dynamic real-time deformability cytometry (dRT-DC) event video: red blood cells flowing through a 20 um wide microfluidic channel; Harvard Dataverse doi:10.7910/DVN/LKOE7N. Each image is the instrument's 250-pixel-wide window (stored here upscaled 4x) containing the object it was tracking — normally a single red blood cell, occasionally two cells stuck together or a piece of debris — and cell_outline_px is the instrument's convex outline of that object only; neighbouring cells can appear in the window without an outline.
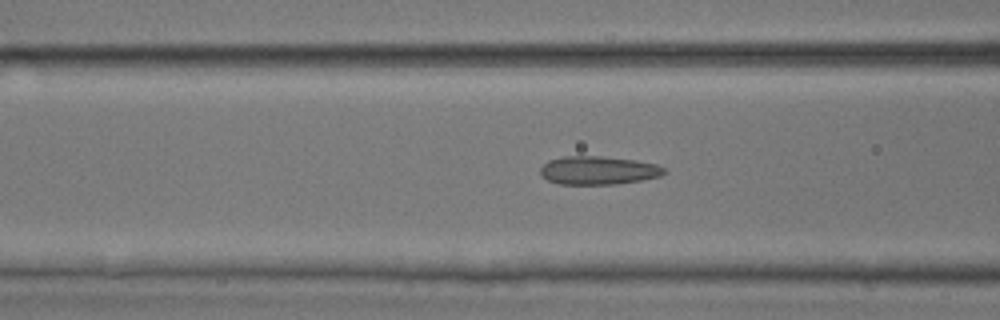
{"species": "common noctule bat (a hibernating species)", "species_latin": "Nyctalus noctula", "temperature_condition": "room temperature", "stored_images_in_passage": 41, "camera_frame_rate_fps": 3000, "um_per_image_px": 0.085, "animal": {"sex": "male", "body_mass_g": 17.9, "forearm_length_mm": 54.2}, "frame": {"image": 1, "passage_image": 12, "time_ms": 3.667, "image_size_px": [1000, 320], "cell_outline_px": [[668, 172], [660, 176], [640, 180], [616, 184], [560, 184], [548, 180], [540, 172], [540, 168], [548, 160], [564, 156], [604, 156], [636, 160], [656, 164], [664, 168]], "centroid_in_image_um": [50.87, 14.47], "position_along_channel_um": 115.7, "area_um2": 20.46}}
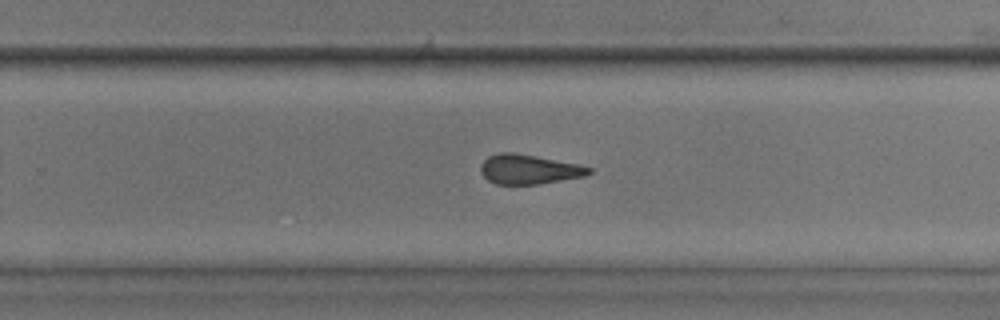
{"frame": {"image": 2, "passage_image": 24, "time_ms": 7.667, "image_size_px": [1000, 320], "cell_outline_px": [[592, 172], [584, 176], [540, 184], [496, 184], [488, 180], [480, 172], [480, 164], [488, 156], [500, 152], [512, 152], [576, 164], [592, 168]], "centroid_in_image_um": [44.91, 14.4], "position_along_channel_um": 284.9, "area_um2": 18.44}}
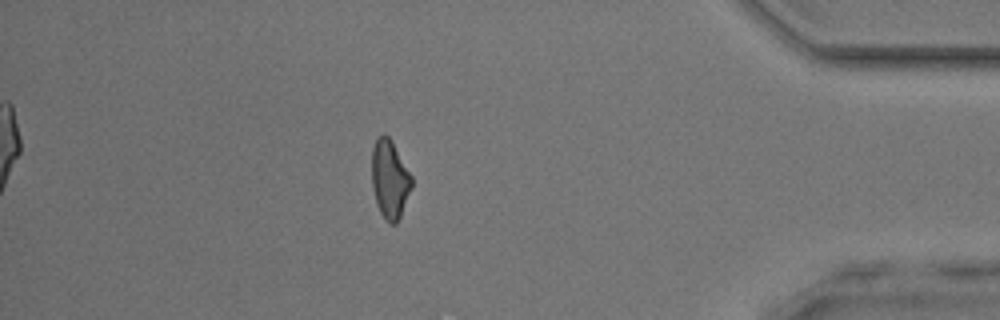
{"frame": {"image": 3, "passage_image": 35, "time_ms": 11.333, "image_size_px": [1000, 320], "cell_outline_px": [[412, 188], [400, 216], [396, 224], [392, 224], [380, 212], [372, 188], [372, 148], [376, 136], [384, 132], [388, 136], [412, 176]], "centroid_in_image_um": [33.12, 15.19], "position_along_channel_um": 402.1, "area_um2": 18.03}, "authors_computed_cell_mechanics": {"area_um2": 19.0162, "velocity_mm_per_s": 4.2486, "shape_relaxation_time_tau1_ms": null, "shape_relaxation_time_tau2_ms": 1.8041, "deformation_change_tau1": null, "deformation_change_tau2": 0.0807}}